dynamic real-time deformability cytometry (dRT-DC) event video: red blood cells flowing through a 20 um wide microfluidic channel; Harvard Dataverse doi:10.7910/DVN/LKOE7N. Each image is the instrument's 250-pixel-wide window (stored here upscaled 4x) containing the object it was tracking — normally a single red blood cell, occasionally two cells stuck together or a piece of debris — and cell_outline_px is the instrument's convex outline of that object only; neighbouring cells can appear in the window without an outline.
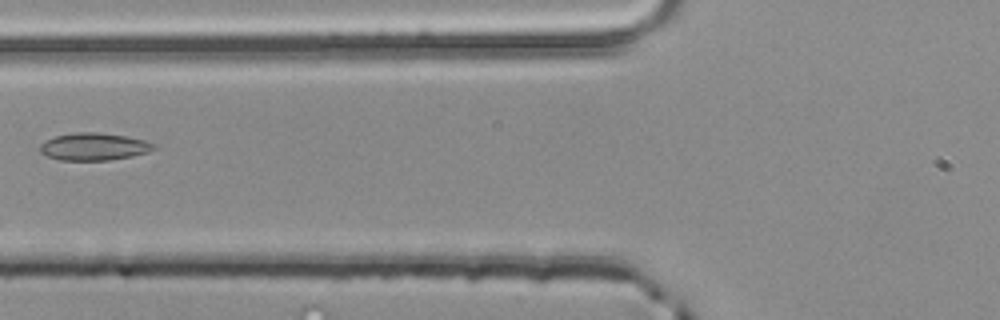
{"species": "common noctule bat (a hibernating species)", "species_latin": "Nyctalus noctula", "temperature_condition": "room temperature", "stored_images_in_passage": 5, "camera_frame_rate_fps": 3000, "um_per_image_px": 0.085, "animal": {"sex": "male", "body_mass_g": 20.4}, "frame": {"image": 1, "passage_image": 5, "time_ms": 1.333, "image_size_px": [1000, 320], "cell_outline_px": [[156, 148], [148, 152], [132, 156], [108, 160], [60, 160], [48, 156], [40, 152], [40, 144], [56, 136], [76, 132], [96, 132], [124, 136], [144, 140], [156, 144]], "centroid_in_image_um": [8.0, 12.47], "position_along_channel_um": 117.8, "area_um2": 17.98}}